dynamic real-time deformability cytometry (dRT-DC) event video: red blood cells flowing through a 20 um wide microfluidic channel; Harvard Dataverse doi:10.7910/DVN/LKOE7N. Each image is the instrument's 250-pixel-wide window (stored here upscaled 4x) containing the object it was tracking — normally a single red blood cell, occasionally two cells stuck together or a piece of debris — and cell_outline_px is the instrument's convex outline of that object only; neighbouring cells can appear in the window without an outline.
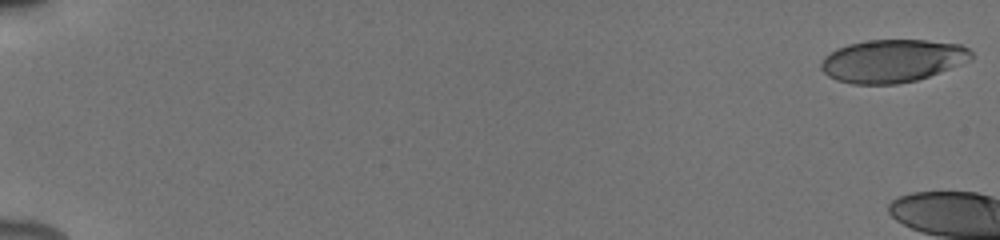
{"species": "human", "species_latin": "Homo sapiens", "temperature_condition": "cold", "stored_images_in_passage": 5, "camera_frame_rate_fps": 3000, "um_per_image_px": 0.085, "donor": {"sex": "male"}, "frame": {"image": 1, "passage_image": 1, "time_ms": 0.0, "image_size_px": [1000, 240], "cell_outline_px": [[972, 60], [940, 72], [916, 80], [896, 84], [852, 84], [836, 80], [828, 76], [820, 68], [820, 64], [824, 56], [836, 48], [848, 44], [868, 40], [928, 40], [960, 44], [968, 48], [972, 52]], "centroid_in_image_um": [75.84, 5.17], "position_along_channel_um": 9.2, "area_um2": 37.69}}